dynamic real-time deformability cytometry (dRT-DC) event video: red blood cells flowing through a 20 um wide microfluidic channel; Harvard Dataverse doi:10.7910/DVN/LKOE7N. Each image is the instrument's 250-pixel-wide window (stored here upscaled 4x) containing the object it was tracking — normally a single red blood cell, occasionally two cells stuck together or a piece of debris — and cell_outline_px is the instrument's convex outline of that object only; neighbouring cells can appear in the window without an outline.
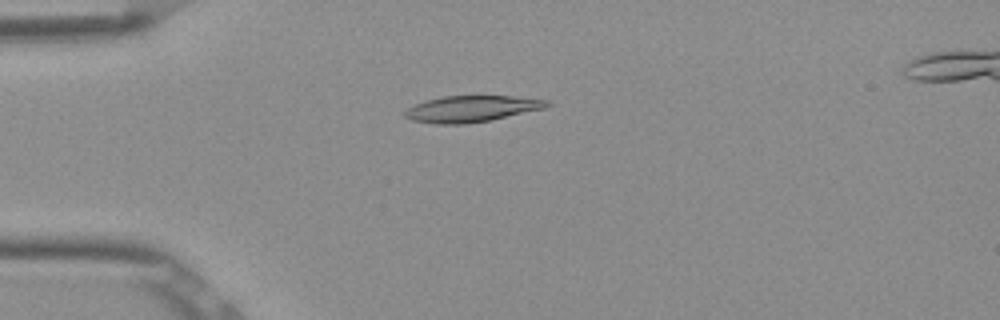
{"species": "Egyptian fruit bat (a non-hibernating species)", "species_latin": "Rousettus aegyptiacus", "temperature_condition": "room temperature", "stored_images_in_passage": 3, "camera_frame_rate_fps": 3000, "um_per_image_px": 0.085, "frame": {"image": 1, "passage_image": 1, "time_ms": 0.0, "image_size_px": [1000, 320], "cell_outline_px": [[552, 104], [544, 108], [492, 120], [464, 124], [436, 124], [412, 120], [404, 116], [404, 112], [408, 108], [416, 104], [440, 96], [512, 96], [548, 100]], "centroid_in_image_um": [40.09, 9.25], "position_along_channel_um": 44.9, "area_um2": 21.68}}
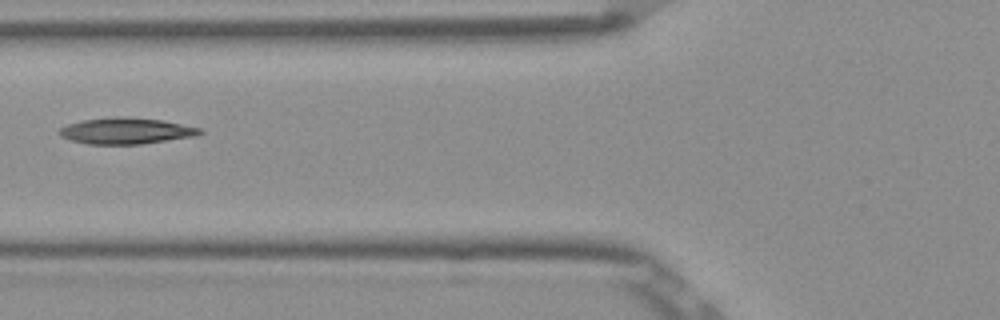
{"frame": {"image": 2, "passage_image": 3, "time_ms": 0.667, "image_size_px": [1000, 320], "cell_outline_px": [[204, 132], [196, 136], [140, 144], [88, 144], [72, 140], [60, 136], [56, 132], [60, 128], [68, 124], [84, 120], [160, 120], [204, 128]], "centroid_in_image_um": [10.76, 11.18], "position_along_channel_um": 115.0, "area_um2": 20.29}}